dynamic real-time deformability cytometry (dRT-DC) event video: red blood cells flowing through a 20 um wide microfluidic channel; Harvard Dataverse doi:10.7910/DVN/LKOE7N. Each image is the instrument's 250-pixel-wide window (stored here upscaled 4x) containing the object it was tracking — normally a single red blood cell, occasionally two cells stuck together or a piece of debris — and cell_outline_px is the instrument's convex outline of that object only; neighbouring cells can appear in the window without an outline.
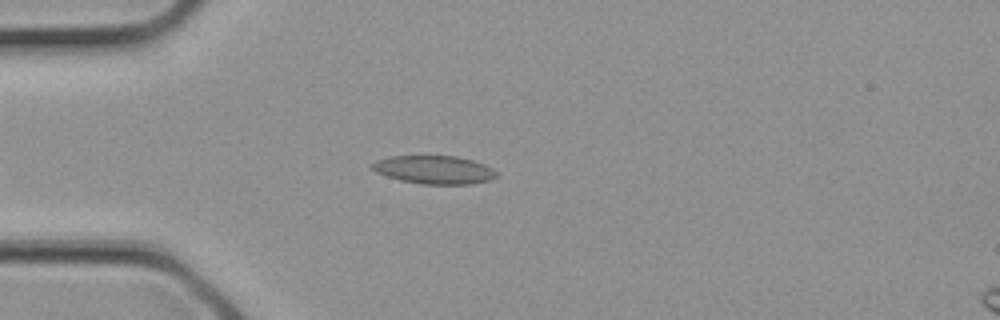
{"species": "common noctule bat (a hibernating species)", "species_latin": "Nyctalus noctula", "temperature_condition": "cold", "stored_images_in_passage": 11, "camera_frame_rate_fps": 3000, "um_per_image_px": 0.085, "animal": {"sex": "female", "body_mass_g": 21.9}, "frame": {"image": 1, "passage_image": 5, "time_ms": 1.333, "image_size_px": [1000, 320], "cell_outline_px": [[500, 176], [488, 180], [472, 184], [420, 184], [400, 180], [376, 172], [372, 168], [372, 164], [376, 160], [392, 156], [456, 156], [472, 160], [484, 164], [492, 168]], "centroid_in_image_um": [36.93, 14.43], "position_along_channel_um": 48.1, "area_um2": 20.4}}
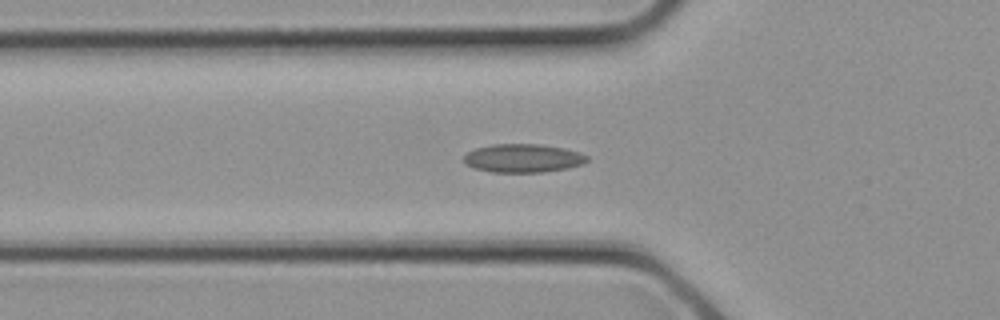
{"frame": {"image": 2, "passage_image": 7, "time_ms": 2.0, "image_size_px": [1000, 320], "cell_outline_px": [[588, 160], [584, 164], [568, 168], [544, 172], [492, 172], [472, 168], [464, 164], [464, 156], [468, 152], [476, 148], [492, 144], [536, 144], [564, 148], [580, 152], [588, 156]], "centroid_in_image_um": [44.46, 13.45], "position_along_channel_um": 81.3, "area_um2": 20.58}}
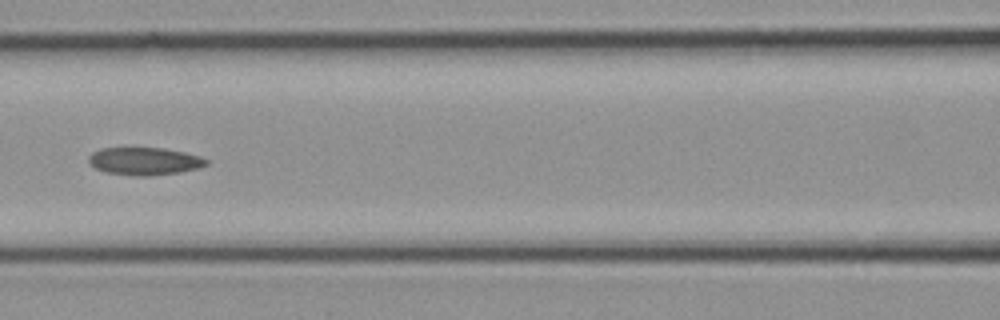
{"frame": {"image": 3, "passage_image": 10, "time_ms": 3.0, "image_size_px": [1000, 320], "cell_outline_px": [[208, 164], [200, 168], [180, 172], [148, 176], [136, 176], [104, 172], [88, 164], [88, 156], [92, 152], [100, 148], [164, 148], [184, 152], [200, 156], [208, 160]], "centroid_in_image_um": [12.26, 13.7], "position_along_channel_um": 154.3, "area_um2": 19.13}}